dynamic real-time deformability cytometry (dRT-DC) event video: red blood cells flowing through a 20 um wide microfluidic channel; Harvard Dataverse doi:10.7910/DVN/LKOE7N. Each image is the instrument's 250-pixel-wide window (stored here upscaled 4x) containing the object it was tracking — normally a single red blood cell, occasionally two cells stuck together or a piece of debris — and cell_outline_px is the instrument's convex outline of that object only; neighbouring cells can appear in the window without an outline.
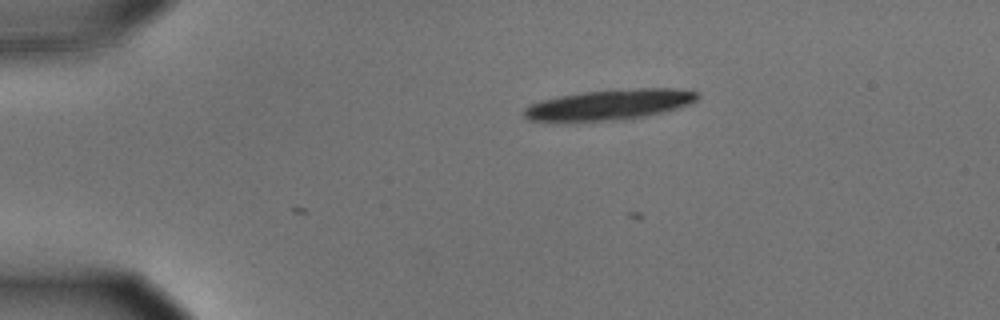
{"species": "common noctule bat (a hibernating species)", "species_latin": "Nyctalus noctula", "temperature_condition": "cold", "stored_images_in_passage": 3, "camera_frame_rate_fps": 3000, "um_per_image_px": 0.085, "animal": {"sex": "male", "body_mass_g": 15.6}, "frame": {"image": 1, "passage_image": 3, "time_ms": 0.667, "image_size_px": [1000, 320], "cell_outline_px": [[700, 96], [696, 100], [688, 104], [664, 112], [624, 120], [556, 124], [528, 120], [520, 112], [528, 104], [540, 100], [556, 96], [584, 92], [636, 88], [676, 88], [700, 92]], "centroid_in_image_um": [51.66, 8.94], "position_along_channel_um": 33.3, "area_um2": 32.02}}